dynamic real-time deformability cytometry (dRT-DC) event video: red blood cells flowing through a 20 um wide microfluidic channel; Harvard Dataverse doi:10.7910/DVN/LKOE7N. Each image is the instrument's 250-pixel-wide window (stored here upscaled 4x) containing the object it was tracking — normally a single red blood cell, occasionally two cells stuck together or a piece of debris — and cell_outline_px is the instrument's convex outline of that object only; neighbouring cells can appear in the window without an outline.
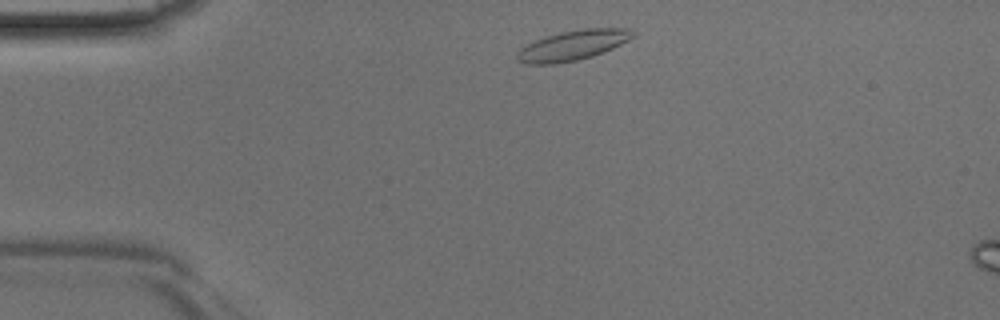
{"species": "Egyptian fruit bat (a non-hibernating species)", "species_latin": "Rousettus aegyptiacus", "temperature_condition": "room temperature", "stored_images_in_passage": 7, "camera_frame_rate_fps": 3000, "um_per_image_px": 0.085, "animal": {"sex": "male"}, "frame": {"image": 1, "passage_image": 2, "time_ms": 0.333, "image_size_px": [1000, 320], "cell_outline_px": [[636, 36], [612, 48], [592, 56], [576, 60], [552, 64], [524, 64], [516, 60], [516, 52], [520, 48], [532, 40], [544, 36], [560, 32], [584, 28], [628, 28], [636, 32]], "centroid_in_image_um": [48.64, 3.84], "position_along_channel_um": 36.4, "area_um2": 20.46}}